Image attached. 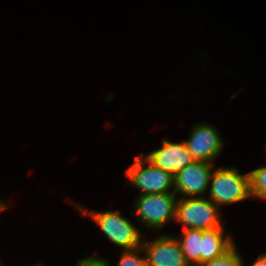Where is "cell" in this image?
<instances>
[{
  "instance_id": "obj_13",
  "label": "cell",
  "mask_w": 266,
  "mask_h": 266,
  "mask_svg": "<svg viewBox=\"0 0 266 266\" xmlns=\"http://www.w3.org/2000/svg\"><path fill=\"white\" fill-rule=\"evenodd\" d=\"M94 253L92 255L88 254V256L103 258L109 266L112 265L111 260L108 259V257L104 258L99 256L98 254L96 255V252ZM116 266H146L145 255L142 247L140 246L138 248L130 250H120V257L117 261Z\"/></svg>"
},
{
  "instance_id": "obj_8",
  "label": "cell",
  "mask_w": 266,
  "mask_h": 266,
  "mask_svg": "<svg viewBox=\"0 0 266 266\" xmlns=\"http://www.w3.org/2000/svg\"><path fill=\"white\" fill-rule=\"evenodd\" d=\"M214 163L194 161L174 176V193L178 198L205 197Z\"/></svg>"
},
{
  "instance_id": "obj_15",
  "label": "cell",
  "mask_w": 266,
  "mask_h": 266,
  "mask_svg": "<svg viewBox=\"0 0 266 266\" xmlns=\"http://www.w3.org/2000/svg\"><path fill=\"white\" fill-rule=\"evenodd\" d=\"M76 266H109L103 258L84 256L75 263Z\"/></svg>"
},
{
  "instance_id": "obj_19",
  "label": "cell",
  "mask_w": 266,
  "mask_h": 266,
  "mask_svg": "<svg viewBox=\"0 0 266 266\" xmlns=\"http://www.w3.org/2000/svg\"><path fill=\"white\" fill-rule=\"evenodd\" d=\"M0 266H5L3 262H1V259H0Z\"/></svg>"
},
{
  "instance_id": "obj_18",
  "label": "cell",
  "mask_w": 266,
  "mask_h": 266,
  "mask_svg": "<svg viewBox=\"0 0 266 266\" xmlns=\"http://www.w3.org/2000/svg\"><path fill=\"white\" fill-rule=\"evenodd\" d=\"M30 266H45V265L39 262V263H34V264L30 265Z\"/></svg>"
},
{
  "instance_id": "obj_7",
  "label": "cell",
  "mask_w": 266,
  "mask_h": 266,
  "mask_svg": "<svg viewBox=\"0 0 266 266\" xmlns=\"http://www.w3.org/2000/svg\"><path fill=\"white\" fill-rule=\"evenodd\" d=\"M153 237L145 235L141 245L146 266H190L174 234L159 232Z\"/></svg>"
},
{
  "instance_id": "obj_5",
  "label": "cell",
  "mask_w": 266,
  "mask_h": 266,
  "mask_svg": "<svg viewBox=\"0 0 266 266\" xmlns=\"http://www.w3.org/2000/svg\"><path fill=\"white\" fill-rule=\"evenodd\" d=\"M124 175L138 195L174 193V175L156 167L143 153L135 157Z\"/></svg>"
},
{
  "instance_id": "obj_2",
  "label": "cell",
  "mask_w": 266,
  "mask_h": 266,
  "mask_svg": "<svg viewBox=\"0 0 266 266\" xmlns=\"http://www.w3.org/2000/svg\"><path fill=\"white\" fill-rule=\"evenodd\" d=\"M132 203V216L141 228L156 234L162 228L174 223L178 197L175 193L136 195Z\"/></svg>"
},
{
  "instance_id": "obj_10",
  "label": "cell",
  "mask_w": 266,
  "mask_h": 266,
  "mask_svg": "<svg viewBox=\"0 0 266 266\" xmlns=\"http://www.w3.org/2000/svg\"><path fill=\"white\" fill-rule=\"evenodd\" d=\"M234 237L226 227L204 230L201 246V264L222 256L234 244Z\"/></svg>"
},
{
  "instance_id": "obj_9",
  "label": "cell",
  "mask_w": 266,
  "mask_h": 266,
  "mask_svg": "<svg viewBox=\"0 0 266 266\" xmlns=\"http://www.w3.org/2000/svg\"><path fill=\"white\" fill-rule=\"evenodd\" d=\"M143 155L156 167H159L174 176L188 164L193 163L191 153L184 144V140L179 142L161 140V147L153 149L148 154Z\"/></svg>"
},
{
  "instance_id": "obj_6",
  "label": "cell",
  "mask_w": 266,
  "mask_h": 266,
  "mask_svg": "<svg viewBox=\"0 0 266 266\" xmlns=\"http://www.w3.org/2000/svg\"><path fill=\"white\" fill-rule=\"evenodd\" d=\"M184 144L195 161L215 164L223 153L224 140L218 128L210 123H194Z\"/></svg>"
},
{
  "instance_id": "obj_17",
  "label": "cell",
  "mask_w": 266,
  "mask_h": 266,
  "mask_svg": "<svg viewBox=\"0 0 266 266\" xmlns=\"http://www.w3.org/2000/svg\"><path fill=\"white\" fill-rule=\"evenodd\" d=\"M8 207H9V204H8L7 200L5 202L4 199L1 200V198H0V214H2V212H4V210L6 211Z\"/></svg>"
},
{
  "instance_id": "obj_12",
  "label": "cell",
  "mask_w": 266,
  "mask_h": 266,
  "mask_svg": "<svg viewBox=\"0 0 266 266\" xmlns=\"http://www.w3.org/2000/svg\"><path fill=\"white\" fill-rule=\"evenodd\" d=\"M249 185L252 199L266 201V164L250 170Z\"/></svg>"
},
{
  "instance_id": "obj_11",
  "label": "cell",
  "mask_w": 266,
  "mask_h": 266,
  "mask_svg": "<svg viewBox=\"0 0 266 266\" xmlns=\"http://www.w3.org/2000/svg\"><path fill=\"white\" fill-rule=\"evenodd\" d=\"M181 233L175 235L178 239L186 261L190 266H199L201 264V246L203 230L181 229Z\"/></svg>"
},
{
  "instance_id": "obj_4",
  "label": "cell",
  "mask_w": 266,
  "mask_h": 266,
  "mask_svg": "<svg viewBox=\"0 0 266 266\" xmlns=\"http://www.w3.org/2000/svg\"><path fill=\"white\" fill-rule=\"evenodd\" d=\"M221 210L206 196L178 198L174 223L203 231L225 227Z\"/></svg>"
},
{
  "instance_id": "obj_16",
  "label": "cell",
  "mask_w": 266,
  "mask_h": 266,
  "mask_svg": "<svg viewBox=\"0 0 266 266\" xmlns=\"http://www.w3.org/2000/svg\"><path fill=\"white\" fill-rule=\"evenodd\" d=\"M244 259L245 258H243L242 260L243 261L242 266H246ZM250 266H266V251L259 254L258 257L253 262H251Z\"/></svg>"
},
{
  "instance_id": "obj_3",
  "label": "cell",
  "mask_w": 266,
  "mask_h": 266,
  "mask_svg": "<svg viewBox=\"0 0 266 266\" xmlns=\"http://www.w3.org/2000/svg\"><path fill=\"white\" fill-rule=\"evenodd\" d=\"M206 196L220 209L224 205L251 200L248 172L240 173L235 166L214 168Z\"/></svg>"
},
{
  "instance_id": "obj_14",
  "label": "cell",
  "mask_w": 266,
  "mask_h": 266,
  "mask_svg": "<svg viewBox=\"0 0 266 266\" xmlns=\"http://www.w3.org/2000/svg\"><path fill=\"white\" fill-rule=\"evenodd\" d=\"M243 256L239 252L236 243L222 256L211 261L200 264L199 266H242Z\"/></svg>"
},
{
  "instance_id": "obj_1",
  "label": "cell",
  "mask_w": 266,
  "mask_h": 266,
  "mask_svg": "<svg viewBox=\"0 0 266 266\" xmlns=\"http://www.w3.org/2000/svg\"><path fill=\"white\" fill-rule=\"evenodd\" d=\"M74 209L80 212V215L87 216L98 226L102 234L119 250H130L142 245L144 233L138 224H134L127 216L122 215L120 211L114 210H89L87 206L76 201H69ZM74 203V204H73ZM138 225V226H137Z\"/></svg>"
}]
</instances>
